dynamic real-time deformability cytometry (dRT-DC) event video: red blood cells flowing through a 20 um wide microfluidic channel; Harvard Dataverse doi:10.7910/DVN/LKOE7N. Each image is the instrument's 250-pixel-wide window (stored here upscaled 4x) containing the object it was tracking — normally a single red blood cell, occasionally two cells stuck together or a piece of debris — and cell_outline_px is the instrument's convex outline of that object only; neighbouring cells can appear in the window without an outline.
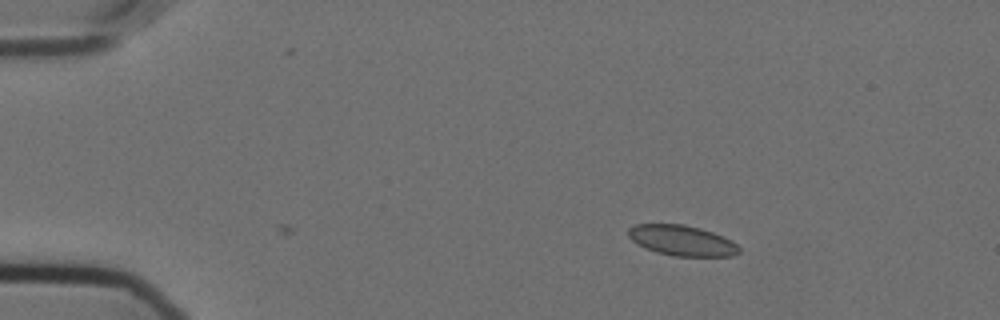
{"species": "Egyptian fruit bat (a non-hibernating species)", "species_latin": "Rousettus aegyptiacus", "temperature_condition": "cold", "stored_images_in_passage": 9, "camera_frame_rate_fps": 3000, "um_per_image_px": 0.085, "animal": {"sex": "female"}, "frame": {"image": 1, "passage_image": 9, "time_ms": 2.667, "image_size_px": [1000, 320], "cell_outline_px": [[740, 252], [732, 256], [672, 256], [656, 252], [644, 248], [636, 244], [628, 236], [628, 228], [636, 224], [684, 224], [700, 228], [724, 236], [732, 240], [740, 248]], "centroid_in_image_um": [57.96, 20.44], "position_along_channel_um": 27.0, "area_um2": 19.83}}